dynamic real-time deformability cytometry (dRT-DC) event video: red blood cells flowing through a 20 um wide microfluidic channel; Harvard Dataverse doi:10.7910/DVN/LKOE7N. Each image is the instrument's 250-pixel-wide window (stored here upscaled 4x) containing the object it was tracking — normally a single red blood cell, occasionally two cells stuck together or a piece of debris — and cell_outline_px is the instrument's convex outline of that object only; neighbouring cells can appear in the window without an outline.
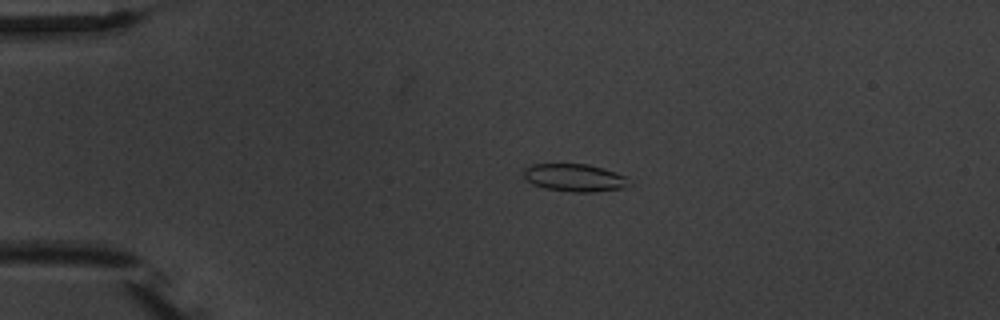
{"species": "common noctule bat (a hibernating species)", "species_latin": "Nyctalus noctula", "temperature_condition": "warm", "stored_images_in_passage": 5, "camera_frame_rate_fps": 3000, "um_per_image_px": 0.085, "animal": {"sex": "male", "body_mass_g": 20.1, "forearm_length_mm": 53.5}, "frame": {"image": 1, "passage_image": 3, "time_ms": 2.333, "image_size_px": [1000, 320], "cell_outline_px": [[632, 184], [628, 188], [592, 192], [572, 192], [544, 188], [532, 184], [524, 176], [524, 168], [532, 164], [588, 164], [604, 168], [624, 176]], "centroid_in_image_um": [48.87, 15.11], "position_along_channel_um": 36.1, "area_um2": 17.11}}
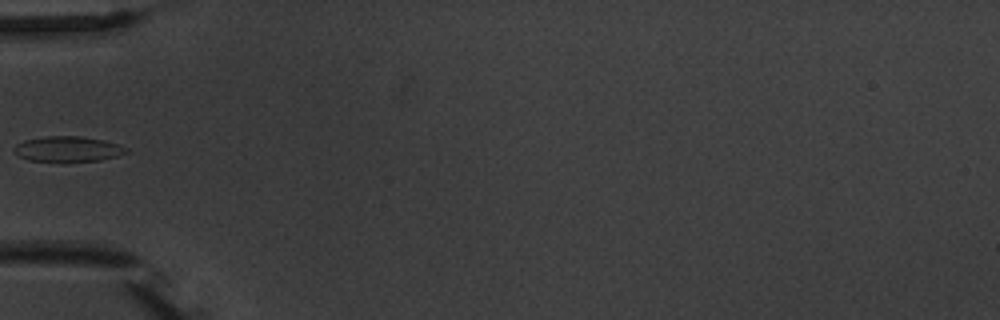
{"frame": {"image": 2, "passage_image": 5, "time_ms": 4.667, "image_size_px": [1000, 320], "cell_outline_px": [[128, 152], [116, 156], [100, 160], [28, 160], [12, 152], [12, 148], [16, 144], [24, 140], [44, 136], [80, 136], [104, 140], [128, 148]], "centroid_in_image_um": [5.73, 12.64], "position_along_channel_um": 79.3, "area_um2": 16.24}}